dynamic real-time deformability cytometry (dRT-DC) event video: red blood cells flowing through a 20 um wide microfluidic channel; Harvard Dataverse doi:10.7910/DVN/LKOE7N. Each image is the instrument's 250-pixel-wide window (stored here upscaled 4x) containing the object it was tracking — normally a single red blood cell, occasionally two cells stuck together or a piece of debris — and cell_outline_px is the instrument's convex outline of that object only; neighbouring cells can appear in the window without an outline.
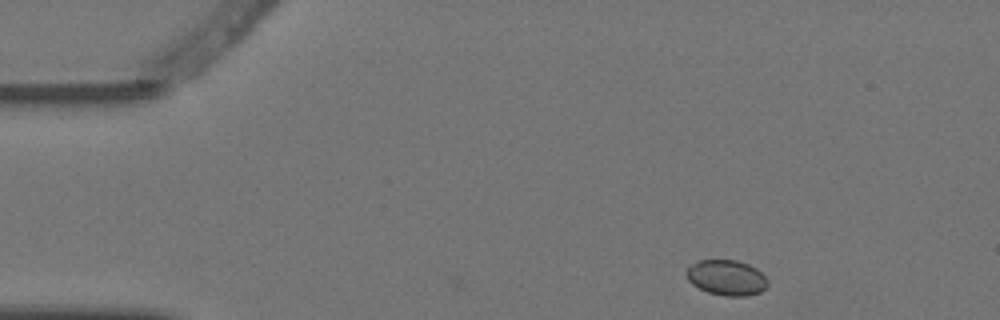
{"species": "Egyptian fruit bat (a non-hibernating species)", "species_latin": "Rousettus aegyptiacus", "temperature_condition": "warm", "stored_images_in_passage": 3, "camera_frame_rate_fps": 3000, "um_per_image_px": 0.085, "animal": {"sex": "female"}, "frame": {"image": 1, "passage_image": 1, "time_ms": 0.0, "image_size_px": [1000, 320], "cell_outline_px": [[768, 284], [760, 292], [748, 296], [724, 296], [708, 292], [692, 284], [688, 280], [684, 272], [692, 264], [700, 260], [736, 260], [748, 264], [756, 268], [768, 280]], "centroid_in_image_um": [61.75, 23.6], "position_along_channel_um": 23.3, "area_um2": 16.76}}